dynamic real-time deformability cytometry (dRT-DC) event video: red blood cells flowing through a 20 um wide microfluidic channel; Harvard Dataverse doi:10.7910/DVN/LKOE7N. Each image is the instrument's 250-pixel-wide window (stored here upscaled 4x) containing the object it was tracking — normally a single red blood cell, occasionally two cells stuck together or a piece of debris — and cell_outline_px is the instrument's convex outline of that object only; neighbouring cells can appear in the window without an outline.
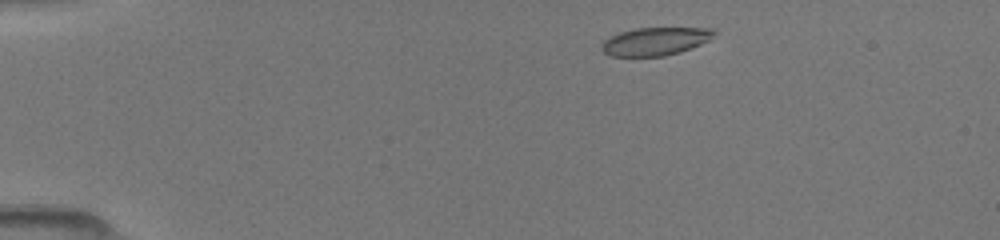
{"species": "common noctule bat (a hibernating species)", "species_latin": "Nyctalus noctula", "temperature_condition": "room temperature", "stored_images_in_passage": 69, "camera_frame_rate_fps": 3000, "um_per_image_px": 0.085, "animal": {"sex": "female", "body_mass_g": 19.5, "forearm_length_mm": 54.1}, "frame": {"image": 1, "passage_image": 5, "time_ms": 0.667, "image_size_px": [1000, 240], "cell_outline_px": [[716, 32], [708, 40], [700, 44], [680, 52], [664, 56], [612, 56], [604, 52], [600, 48], [600, 44], [604, 40], [620, 32], [636, 28], [716, 28]], "centroid_in_image_um": [55.68, 3.51], "position_along_channel_um": 29.3, "area_um2": 18.26}}
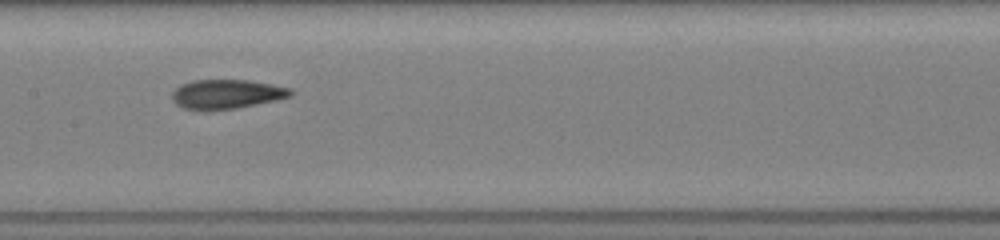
{"frame": {"image": 2, "passage_image": 39, "time_ms": 6.333, "image_size_px": [1000, 240], "cell_outline_px": [[292, 96], [276, 100], [236, 108], [204, 112], [200, 112], [184, 108], [176, 104], [172, 100], [172, 92], [180, 84], [192, 80], [248, 80], [272, 84], [292, 88]], "centroid_in_image_um": [19.22, 8.02], "position_along_channel_um": 188.2, "area_um2": 20.63}}
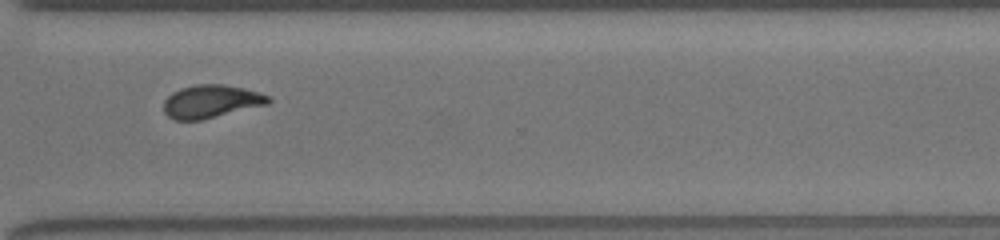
{"frame": {"image": 3, "passage_image": 68, "time_ms": 10.333, "image_size_px": [1000, 240], "cell_outline_px": [[272, 100], [268, 104], [200, 120], [176, 120], [168, 116], [164, 112], [164, 100], [172, 92], [180, 88], [196, 84], [224, 84], [244, 88], [260, 92], [272, 96]], "centroid_in_image_um": [17.96, 8.61], "position_along_channel_um": 352.6, "area_um2": 20.23}}